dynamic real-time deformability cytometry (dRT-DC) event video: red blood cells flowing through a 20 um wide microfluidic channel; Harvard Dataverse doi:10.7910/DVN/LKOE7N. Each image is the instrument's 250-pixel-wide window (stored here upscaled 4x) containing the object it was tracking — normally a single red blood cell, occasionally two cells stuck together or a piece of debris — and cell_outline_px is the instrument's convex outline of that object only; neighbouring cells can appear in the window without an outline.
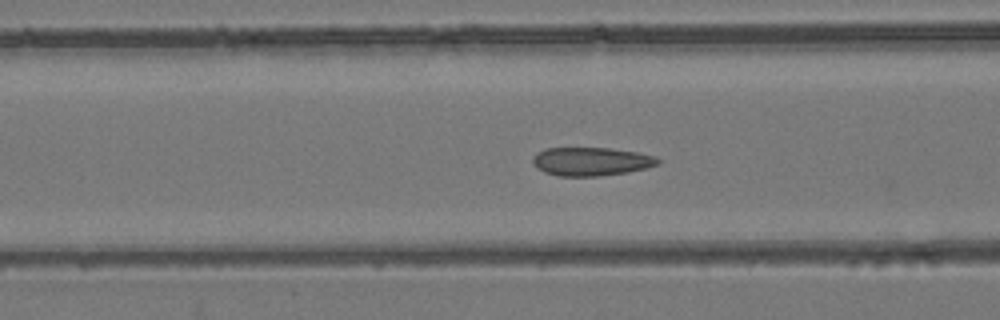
{"species": "common noctule bat (a hibernating species)", "species_latin": "Nyctalus noctula", "temperature_condition": "room temperature", "stored_images_in_passage": 18, "camera_frame_rate_fps": 3000, "um_per_image_px": 0.085, "animal": {"sex": "female", "body_mass_g": 24.6, "forearm_length_mm": 56.2}, "frame": {"image": 1, "passage_image": 9, "time_ms": 2.667, "image_size_px": [1000, 320], "cell_outline_px": [[660, 164], [648, 168], [628, 172], [600, 176], [560, 176], [544, 172], [536, 168], [532, 164], [532, 156], [536, 152], [544, 148], [608, 148], [636, 152], [656, 156], [660, 160]], "centroid_in_image_um": [50.23, 13.73], "position_along_channel_um": 116.4, "area_um2": 21.04}}
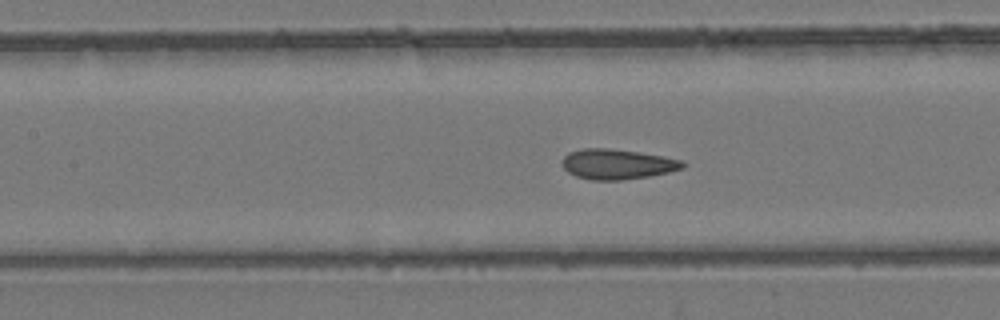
{"frame": {"image": 2, "passage_image": 12, "time_ms": 3.667, "image_size_px": [1000, 320], "cell_outline_px": [[688, 164], [684, 168], [668, 172], [648, 176], [620, 180], [592, 180], [576, 176], [568, 172], [564, 168], [564, 156], [568, 152], [584, 148], [608, 148], [640, 152], [664, 156], [680, 160]], "centroid_in_image_um": [52.49, 13.95], "position_along_channel_um": 154.9, "area_um2": 21.1}}
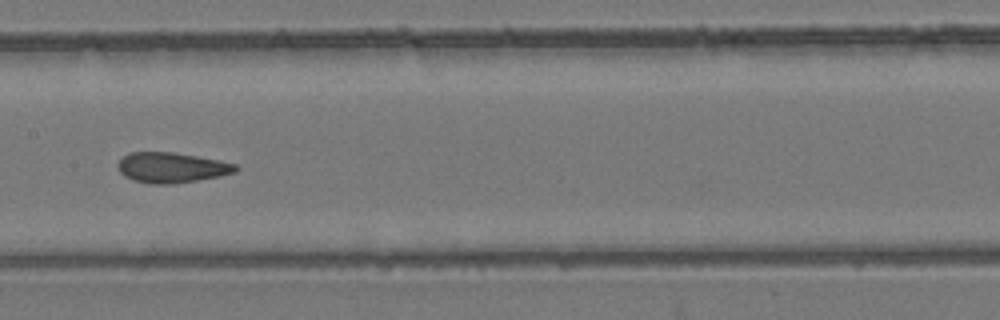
{"frame": {"image": 3, "passage_image": 15, "time_ms": 4.667, "image_size_px": [1000, 320], "cell_outline_px": [[240, 168], [236, 172], [220, 176], [172, 184], [148, 184], [132, 180], [124, 176], [120, 172], [116, 164], [128, 152], [172, 152], [196, 156], [236, 164]], "centroid_in_image_um": [14.55, 14.25], "position_along_channel_um": 192.8, "area_um2": 20.81}}